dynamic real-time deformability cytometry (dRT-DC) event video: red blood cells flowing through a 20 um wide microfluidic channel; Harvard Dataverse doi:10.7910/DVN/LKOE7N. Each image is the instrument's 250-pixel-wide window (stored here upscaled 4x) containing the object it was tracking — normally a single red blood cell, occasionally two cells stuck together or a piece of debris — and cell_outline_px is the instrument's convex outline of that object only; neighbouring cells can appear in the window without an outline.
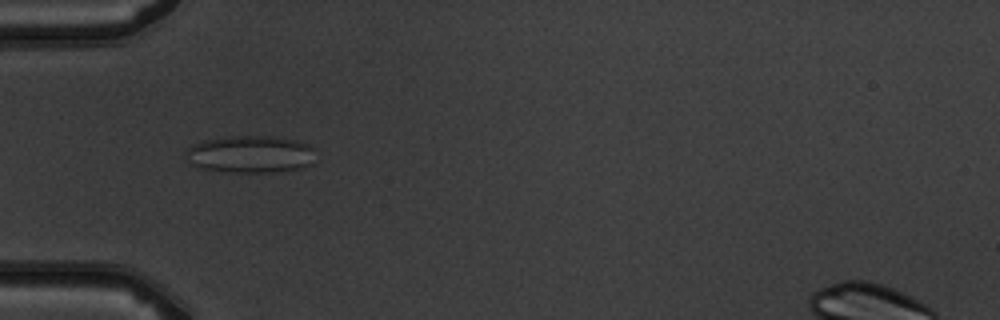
{"species": "common noctule bat (a hibernating species)", "species_latin": "Nyctalus noctula", "temperature_condition": "warm", "stored_images_in_passage": 8, "camera_frame_rate_fps": 3000, "um_per_image_px": 0.085, "animal": {"sex": "male", "body_mass_g": 19.5, "forearm_length_mm": 54.6}, "frame": {"image": 1, "passage_image": 5, "time_ms": 4.667, "image_size_px": [1000, 320], "cell_outline_px": [[312, 164], [300, 168], [276, 172], [232, 172], [200, 168], [192, 164], [184, 152], [192, 144], [204, 140], [228, 136], [276, 136], [296, 140], [308, 144], [312, 148]], "centroid_in_image_um": [21.26, 13.1], "position_along_channel_um": 63.7, "area_um2": 28.15}}
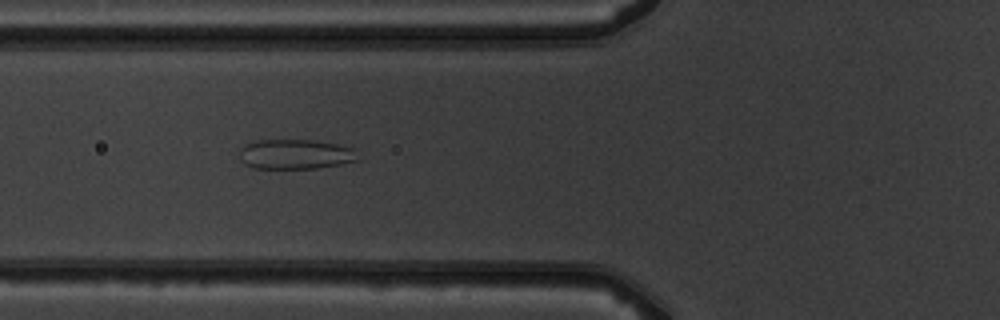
{"frame": {"image": 2, "passage_image": 6, "time_ms": 5.667, "image_size_px": [1000, 320], "cell_outline_px": [[360, 160], [340, 164], [316, 168], [252, 168], [244, 164], [240, 160], [240, 148], [244, 144], [256, 140], [312, 140], [336, 144], [356, 148]], "centroid_in_image_um": [25.12, 13.1], "position_along_channel_um": 100.7, "area_um2": 20.81}}
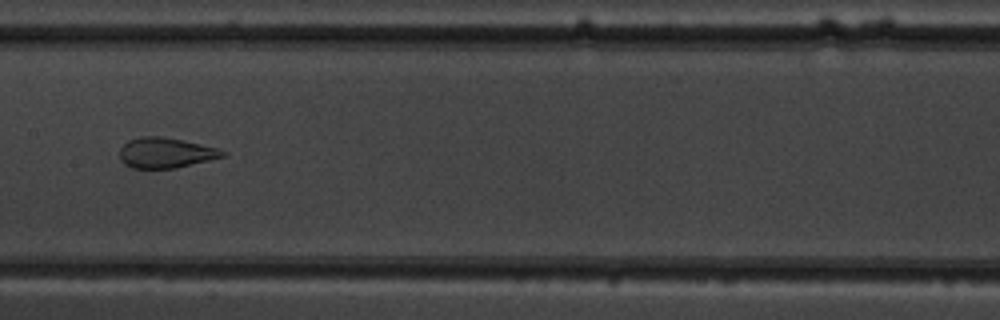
{"frame": {"image": 3, "passage_image": 8, "time_ms": 8.0, "image_size_px": [1000, 320], "cell_outline_px": [[228, 152], [224, 156], [176, 168], [132, 168], [124, 164], [120, 160], [120, 148], [128, 140], [140, 136], [160, 136], [180, 140], [216, 148]], "centroid_in_image_um": [14.03, 12.99], "position_along_channel_um": 193.4, "area_um2": 17.98}}